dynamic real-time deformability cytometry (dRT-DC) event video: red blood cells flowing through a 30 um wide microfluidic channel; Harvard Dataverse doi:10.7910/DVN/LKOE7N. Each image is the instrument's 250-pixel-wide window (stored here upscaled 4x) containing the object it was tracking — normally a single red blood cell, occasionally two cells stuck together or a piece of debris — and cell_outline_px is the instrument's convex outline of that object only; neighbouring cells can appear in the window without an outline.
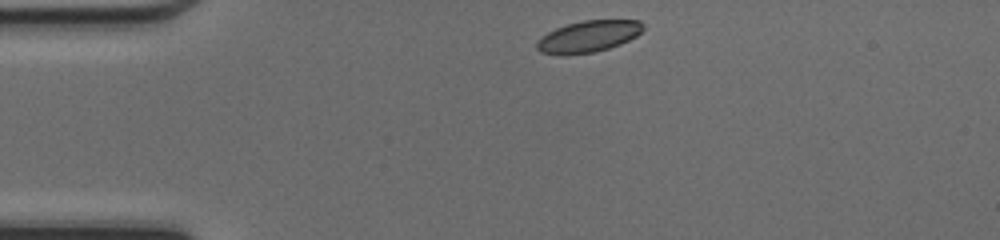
{"species": "common noctule bat (a hibernating species)", "species_latin": "Nyctalus noctula", "temperature_condition": "cold", "stored_images_in_passage": 39, "camera_frame_rate_fps": 3000, "um_per_image_px": 0.085, "animal": {"sex": "female", "body_mass_g": 17.0, "forearm_length_mm": 48.0}, "frame": {"image": 1, "passage_image": 1, "time_ms": 0.0, "image_size_px": [1000, 240], "cell_outline_px": [[644, 28], [636, 36], [620, 44], [596, 52], [560, 56], [540, 52], [536, 48], [536, 44], [540, 36], [556, 28], [568, 24], [584, 20], [640, 20], [644, 24]], "centroid_in_image_um": [49.98, 3.11], "position_along_channel_um": 35.0, "area_um2": 19.71}}
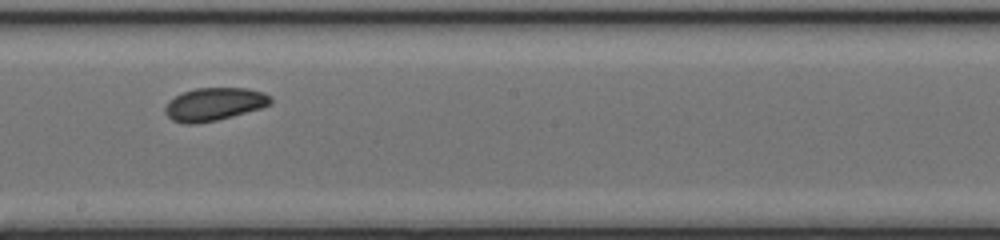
{"frame": {"image": 2, "passage_image": 18, "time_ms": 5.667, "image_size_px": [1000, 240], "cell_outline_px": [[272, 104], [260, 108], [232, 116], [216, 120], [196, 124], [188, 124], [172, 120], [164, 112], [164, 108], [168, 100], [184, 92], [196, 88], [248, 88], [264, 92], [272, 96]], "centroid_in_image_um": [18.22, 8.85], "position_along_channel_um": 230.0, "area_um2": 20.29}}
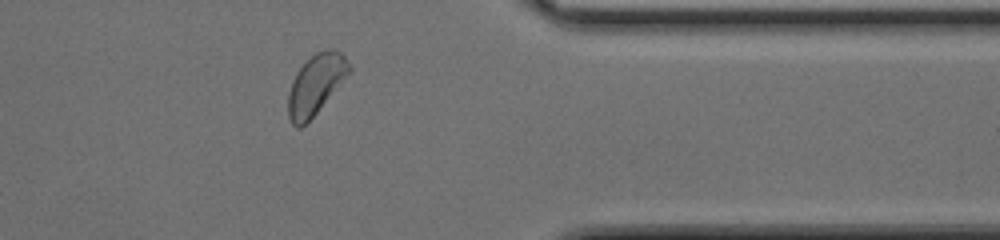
{"frame": {"image": 3, "passage_image": 30, "time_ms": 9.667, "image_size_px": [1000, 240], "cell_outline_px": [[352, 68], [316, 112], [300, 128], [296, 128], [292, 124], [288, 116], [288, 92], [292, 80], [296, 72], [316, 52], [324, 48], [332, 48], [340, 52], [344, 56]], "centroid_in_image_um": [26.8, 7.16], "position_along_channel_um": 384.6, "area_um2": 20.75}, "authors_computed_cell_mechanics": {"area_um2": 20.2878, "velocity_mm_per_s": 4.2211, "shape_relaxation_time_tau1_ms": 2.6629, "shape_relaxation_time_tau2_ms": null, "deformation_change_tau1": 0.072, "deformation_change_tau2": null}}